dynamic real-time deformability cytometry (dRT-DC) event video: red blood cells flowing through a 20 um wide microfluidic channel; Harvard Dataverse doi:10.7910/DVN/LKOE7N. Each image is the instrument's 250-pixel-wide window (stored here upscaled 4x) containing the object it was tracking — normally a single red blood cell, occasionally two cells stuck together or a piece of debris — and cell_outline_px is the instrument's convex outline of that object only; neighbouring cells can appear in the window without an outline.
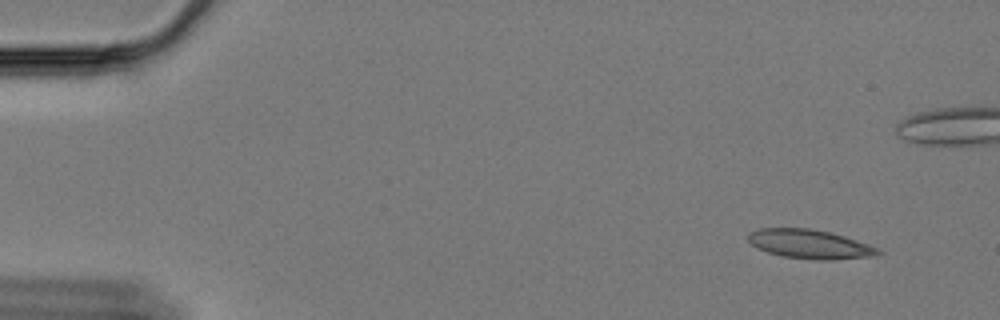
{"species": "Egyptian fruit bat (a non-hibernating species)", "species_latin": "Rousettus aegyptiacus", "temperature_condition": "cold", "stored_images_in_passage": 61, "camera_frame_rate_fps": 3000, "um_per_image_px": 0.085, "animal": {"sex": "female"}, "frame": {"image": 1, "passage_image": 5, "time_ms": 1.333, "image_size_px": [1000, 320], "cell_outline_px": [[884, 252], [872, 256], [832, 260], [816, 260], [784, 256], [768, 252], [756, 248], [748, 240], [748, 232], [760, 228], [812, 228], [832, 232], [880, 248]], "centroid_in_image_um": [68.84, 20.74], "position_along_channel_um": 16.2, "area_um2": 22.14}}
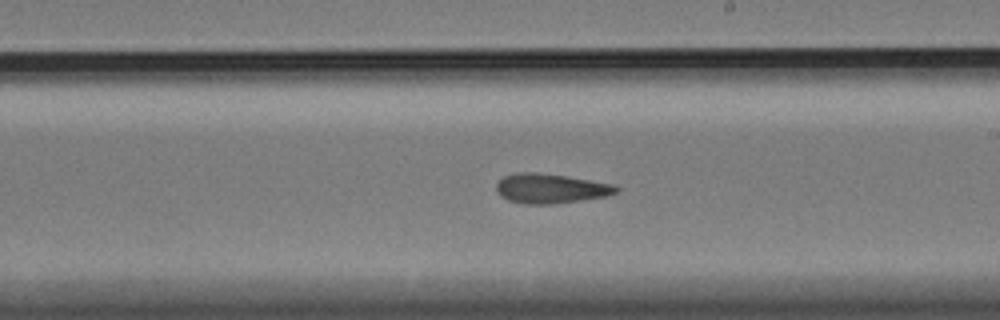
{"frame": {"image": 2, "passage_image": 35, "time_ms": 11.333, "image_size_px": [1000, 320], "cell_outline_px": [[620, 188], [616, 192], [608, 196], [552, 204], [524, 204], [508, 200], [500, 196], [496, 192], [496, 184], [504, 176], [516, 172], [536, 172], [568, 176], [616, 184]], "centroid_in_image_um": [46.81, 16.01], "position_along_channel_um": 242.2, "area_um2": 20.92}}
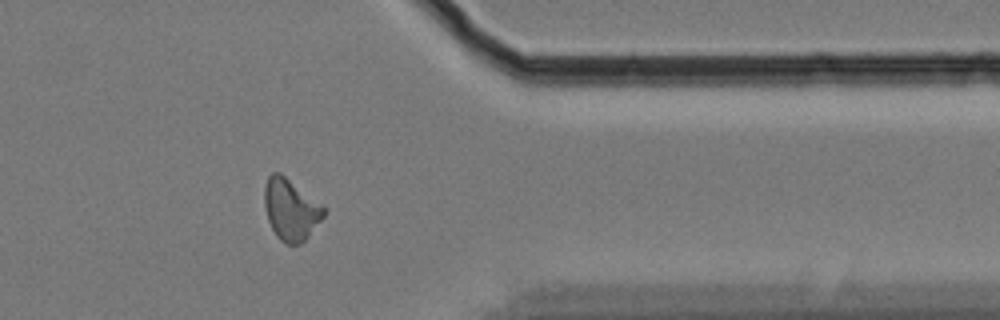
{"frame": {"image": 3, "passage_image": 49, "time_ms": 16.0, "image_size_px": [1000, 320], "cell_outline_px": [[328, 208], [324, 216], [308, 236], [300, 244], [288, 244], [280, 240], [276, 236], [268, 220], [264, 204], [264, 188], [268, 176], [272, 172], [280, 172], [324, 204]], "centroid_in_image_um": [24.74, 17.78], "position_along_channel_um": 386.7, "area_um2": 21.5}, "authors_computed_cell_mechanics": {"area_um2": 20.6924, "velocity_mm_per_s": 3.3443, "shape_relaxation_time_tau1_ms": null, "shape_relaxation_time_tau2_ms": 8.6935, "deformation_change_tau1": null, "deformation_change_tau2": 0.1957}}